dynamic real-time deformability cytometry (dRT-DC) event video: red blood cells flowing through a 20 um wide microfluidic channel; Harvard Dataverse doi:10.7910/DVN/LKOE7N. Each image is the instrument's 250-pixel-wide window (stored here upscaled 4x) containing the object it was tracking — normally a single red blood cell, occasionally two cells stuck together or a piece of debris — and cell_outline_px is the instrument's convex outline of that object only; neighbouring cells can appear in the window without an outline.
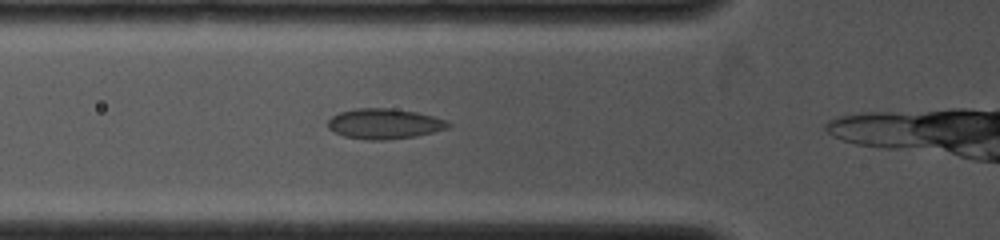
{"species": "common noctule bat (a hibernating species)", "species_latin": "Nyctalus noctula", "temperature_condition": "cold", "stored_images_in_passage": 8, "camera_frame_rate_fps": 4000, "um_per_image_px": 0.085, "animal": {"sex": "female", "body_mass_g": 19.0, "forearm_length_mm": 53.3}, "frame": {"image": 1, "passage_image": 4, "time_ms": 1.25, "image_size_px": [1000, 240], "cell_outline_px": [[452, 124], [448, 128], [416, 136], [384, 140], [368, 140], [344, 136], [328, 128], [328, 120], [332, 116], [340, 112], [356, 108], [392, 108], [416, 112], [432, 116], [444, 120]], "centroid_in_image_um": [32.66, 10.52], "position_along_channel_um": 93.1, "area_um2": 21.1}}
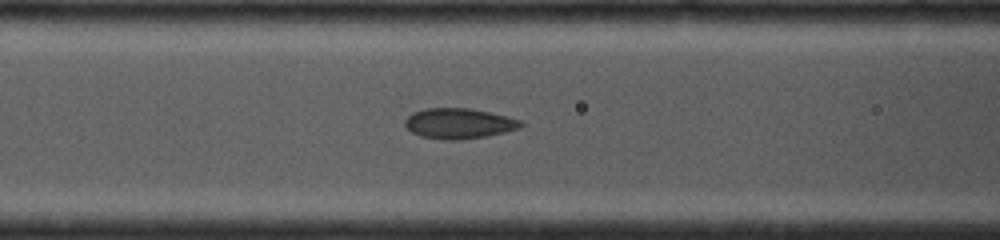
{"frame": {"image": 2, "passage_image": 6, "time_ms": 2.0, "image_size_px": [1000, 240], "cell_outline_px": [[524, 124], [520, 128], [504, 132], [484, 136], [460, 140], [444, 140], [420, 136], [412, 132], [404, 124], [404, 120], [412, 112], [424, 108], [468, 108], [508, 116], [520, 120]], "centroid_in_image_um": [38.98, 10.49], "position_along_channel_um": 127.6, "area_um2": 20.52}}